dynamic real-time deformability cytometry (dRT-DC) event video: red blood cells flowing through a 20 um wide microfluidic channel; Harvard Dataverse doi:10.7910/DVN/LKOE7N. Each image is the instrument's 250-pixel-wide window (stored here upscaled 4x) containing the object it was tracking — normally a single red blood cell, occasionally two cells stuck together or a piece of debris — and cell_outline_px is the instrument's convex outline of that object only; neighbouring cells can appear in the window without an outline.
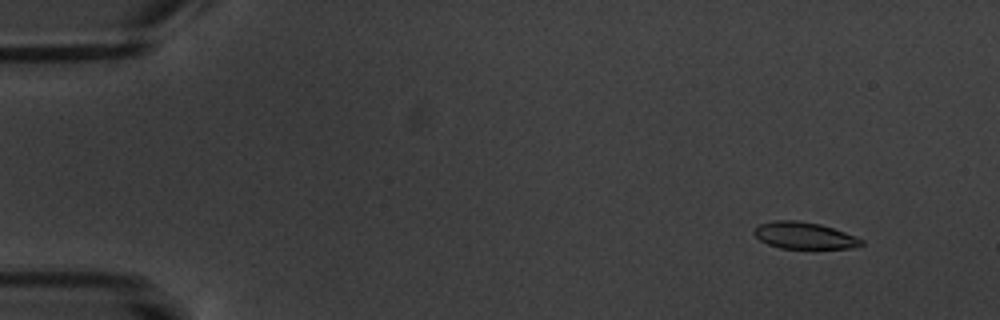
{"species": "common noctule bat (a hibernating species)", "species_latin": "Nyctalus noctula", "temperature_condition": "warm", "stored_images_in_passage": 9, "camera_frame_rate_fps": 3000, "um_per_image_px": 0.085, "animal": {"sex": "male", "body_mass_g": 20.1, "forearm_length_mm": 53.5}, "frame": {"image": 1, "passage_image": 1, "time_ms": 0.0, "image_size_px": [1000, 320], "cell_outline_px": [[864, 244], [852, 248], [780, 248], [768, 244], [760, 240], [752, 232], [760, 224], [772, 220], [796, 220], [820, 224], [844, 232], [864, 240]], "centroid_in_image_um": [68.35, 20.01], "position_along_channel_um": 16.7, "area_um2": 16.59}}
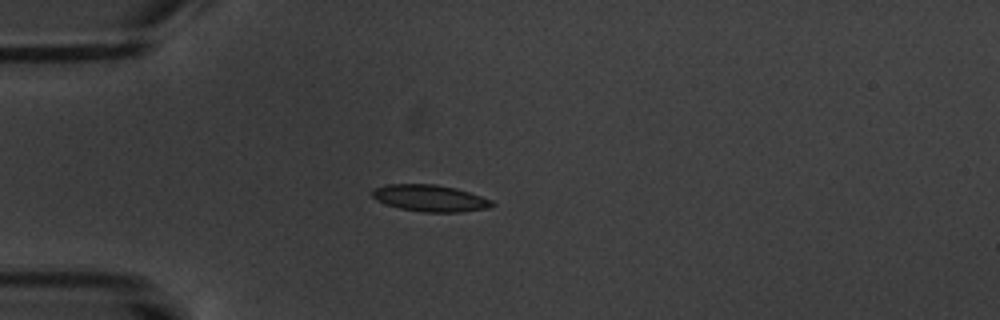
{"frame": {"image": 2, "passage_image": 4, "time_ms": 3.667, "image_size_px": [1000, 320], "cell_outline_px": [[496, 204], [488, 208], [460, 212], [424, 212], [400, 208], [376, 200], [372, 196], [372, 192], [376, 188], [388, 184], [436, 184], [456, 188], [492, 200]], "centroid_in_image_um": [36.58, 16.84], "position_along_channel_um": 48.4, "area_um2": 18.44}}
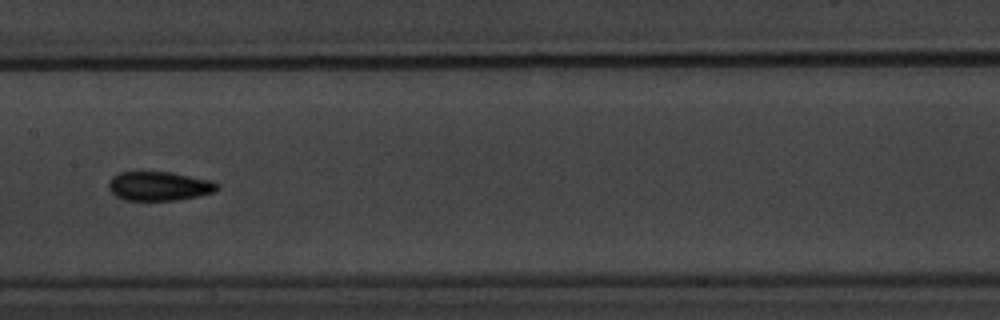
{"frame": {"image": 3, "passage_image": 8, "time_ms": 8.333, "image_size_px": [1000, 320], "cell_outline_px": [[220, 188], [216, 192], [176, 200], [124, 200], [116, 196], [108, 188], [108, 184], [112, 176], [120, 172], [172, 172], [212, 180], [220, 184]], "centroid_in_image_um": [13.56, 15.81], "position_along_channel_um": 193.8, "area_um2": 18.55}}